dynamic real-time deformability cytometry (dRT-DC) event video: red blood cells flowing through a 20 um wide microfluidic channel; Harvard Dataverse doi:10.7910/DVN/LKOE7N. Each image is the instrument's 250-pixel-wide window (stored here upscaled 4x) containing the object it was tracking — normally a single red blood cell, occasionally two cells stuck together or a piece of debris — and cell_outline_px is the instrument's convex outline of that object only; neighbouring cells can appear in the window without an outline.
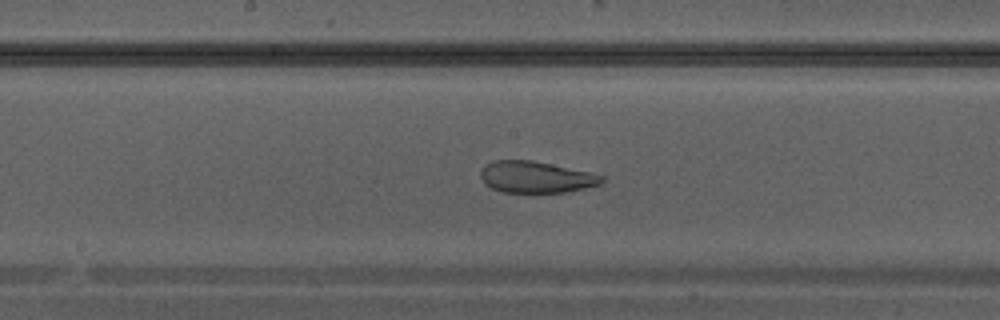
{"species": "Egyptian fruit bat (a non-hibernating species)", "species_latin": "Rousettus aegyptiacus", "temperature_condition": "warm", "stored_images_in_passage": 25, "camera_frame_rate_fps": 3000, "um_per_image_px": 0.085, "animal": {"sex": "male"}, "frame": {"image": 1, "passage_image": 8, "time_ms": 2.333, "image_size_px": [1000, 320], "cell_outline_px": [[604, 180], [600, 184], [584, 188], [564, 192], [500, 192], [484, 184], [480, 176], [480, 172], [484, 164], [492, 160], [532, 160], [592, 172], [604, 176]], "centroid_in_image_um": [45.53, 15.04], "position_along_channel_um": 202.7, "area_um2": 22.43}}
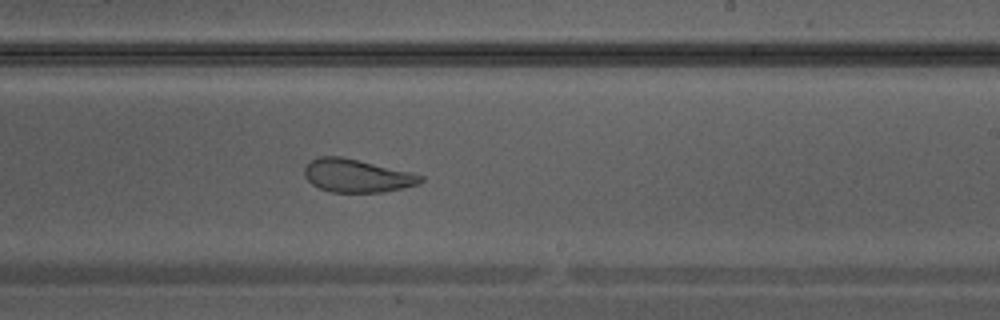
{"frame": {"image": 2, "passage_image": 11, "time_ms": 3.333, "image_size_px": [1000, 320], "cell_outline_px": [[424, 180], [420, 184], [384, 192], [332, 192], [320, 188], [312, 184], [304, 176], [304, 168], [312, 160], [320, 156], [340, 156], [408, 172], [424, 176]], "centroid_in_image_um": [30.32, 14.95], "position_along_channel_um": 258.7, "area_um2": 22.08}}